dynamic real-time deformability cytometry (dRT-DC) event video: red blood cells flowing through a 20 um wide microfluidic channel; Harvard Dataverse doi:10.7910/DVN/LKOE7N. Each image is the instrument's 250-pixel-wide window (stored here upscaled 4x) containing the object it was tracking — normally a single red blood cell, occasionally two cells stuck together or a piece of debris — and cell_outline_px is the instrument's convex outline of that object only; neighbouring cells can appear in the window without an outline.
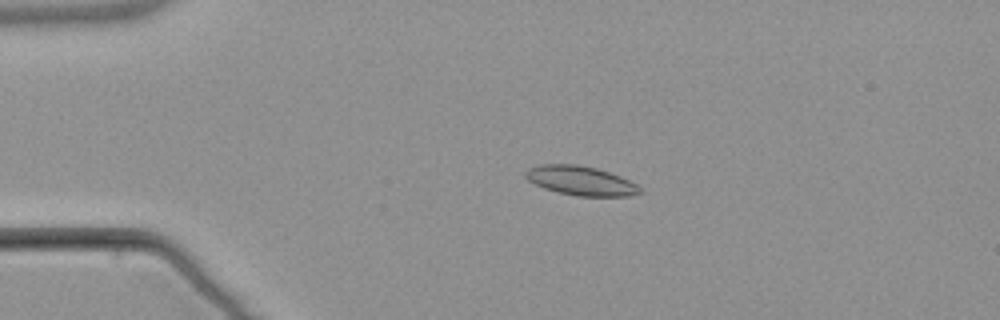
{"species": "common noctule bat (a hibernating species)", "species_latin": "Nyctalus noctula", "temperature_condition": "warm", "stored_images_in_passage": 4, "camera_frame_rate_fps": 3000, "um_per_image_px": 0.085, "animal": {"sex": "male", "body_mass_g": 21.5, "forearm_length_mm": 52.0}, "frame": {"image": 1, "passage_image": 3, "time_ms": 2.333, "image_size_px": [1000, 320], "cell_outline_px": [[644, 192], [628, 196], [576, 196], [544, 188], [528, 180], [524, 176], [524, 172], [528, 168], [540, 164], [576, 164], [596, 168], [620, 176], [636, 184]], "centroid_in_image_um": [49.35, 15.35], "position_along_channel_um": 35.7, "area_um2": 19.42}}